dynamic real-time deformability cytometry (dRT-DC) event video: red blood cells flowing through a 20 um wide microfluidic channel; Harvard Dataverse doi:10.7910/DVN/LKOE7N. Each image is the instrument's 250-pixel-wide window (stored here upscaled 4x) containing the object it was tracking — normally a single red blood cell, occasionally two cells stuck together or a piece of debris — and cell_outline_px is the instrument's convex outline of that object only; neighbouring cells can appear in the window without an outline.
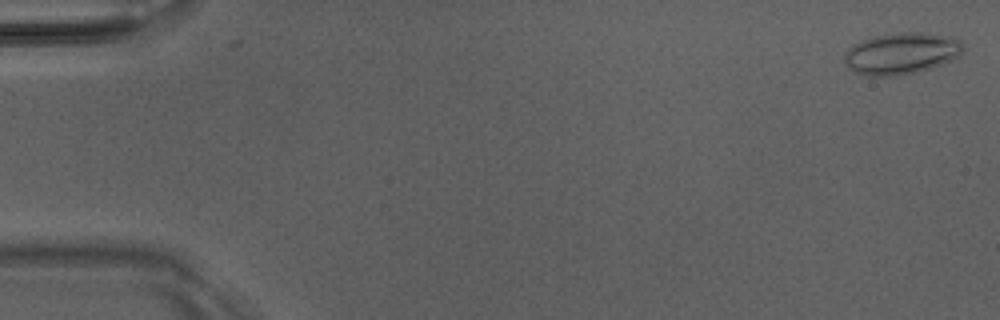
{"species": "Egyptian fruit bat (a non-hibernating species)", "species_latin": "Rousettus aegyptiacus", "temperature_condition": "room temperature", "stored_images_in_passage": 15, "camera_frame_rate_fps": 3000, "um_per_image_px": 0.085, "animal": {"sex": "male"}, "frame": {"image": 1, "passage_image": 1, "time_ms": 0.0, "image_size_px": [1000, 320], "cell_outline_px": [[964, 48], [956, 56], [940, 64], [916, 72], [896, 76], [868, 76], [856, 72], [848, 68], [844, 64], [844, 52], [856, 44], [872, 36], [900, 32], [928, 32], [956, 36], [964, 44]], "centroid_in_image_um": [76.62, 4.52], "position_along_channel_um": 8.4, "area_um2": 28.84}}